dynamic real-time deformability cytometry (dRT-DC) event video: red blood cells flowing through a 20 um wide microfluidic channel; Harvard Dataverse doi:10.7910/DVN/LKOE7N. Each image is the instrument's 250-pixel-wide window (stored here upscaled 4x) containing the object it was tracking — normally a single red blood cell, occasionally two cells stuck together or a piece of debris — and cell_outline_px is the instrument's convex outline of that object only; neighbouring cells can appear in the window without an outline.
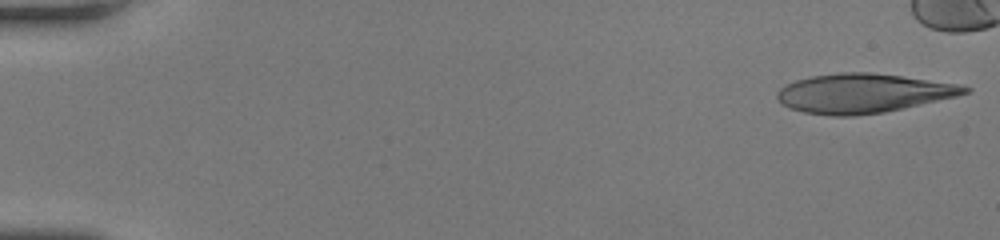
{"species": "human", "species_latin": "Homo sapiens", "temperature_condition": "room temperature", "stored_images_in_passage": 43, "camera_frame_rate_fps": 3000, "um_per_image_px": 0.085, "donor": {"sex": "female"}, "frame": {"image": 1, "passage_image": 1, "time_ms": 0.0, "image_size_px": [1000, 240], "cell_outline_px": [[972, 88], [968, 92], [956, 96], [904, 108], [884, 112], [852, 116], [832, 116], [804, 112], [780, 104], [776, 96], [776, 92], [784, 84], [796, 80], [812, 76], [840, 72], [868, 72], [900, 76], [960, 84]], "centroid_in_image_um": [73.32, 7.93], "position_along_channel_um": 11.7, "area_um2": 42.77}}
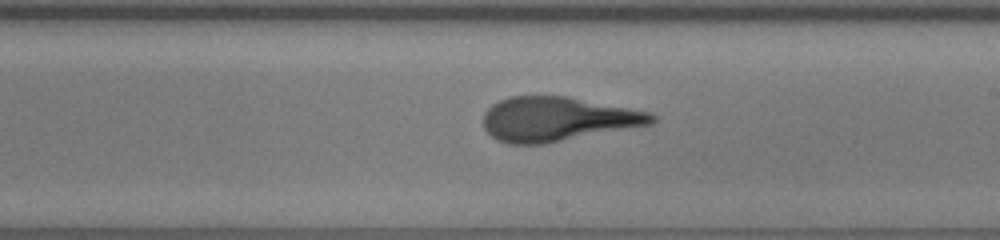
{"frame": {"image": 2, "passage_image": 29, "time_ms": 9.333, "image_size_px": [1000, 240], "cell_outline_px": [[656, 120], [652, 124], [544, 144], [508, 144], [496, 140], [484, 128], [484, 112], [492, 104], [508, 96], [568, 96], [652, 112], [656, 116]], "centroid_in_image_um": [47.39, 10.12], "position_along_channel_um": 241.6, "area_um2": 43.64}}
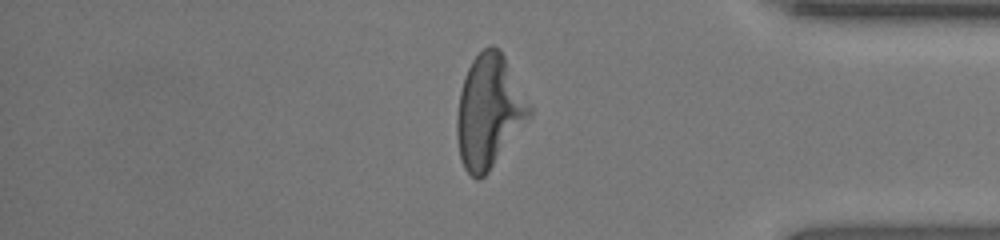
{"frame": {"image": 3, "passage_image": 41, "time_ms": 13.333, "image_size_px": [1000, 240], "cell_outline_px": [[532, 116], [488, 172], [480, 180], [476, 180], [464, 168], [460, 160], [456, 136], [456, 120], [460, 92], [464, 76], [472, 60], [484, 48], [492, 44], [500, 48], [532, 108]], "centroid_in_image_um": [41.56, 9.48], "position_along_channel_um": 393.6, "area_um2": 47.8}}